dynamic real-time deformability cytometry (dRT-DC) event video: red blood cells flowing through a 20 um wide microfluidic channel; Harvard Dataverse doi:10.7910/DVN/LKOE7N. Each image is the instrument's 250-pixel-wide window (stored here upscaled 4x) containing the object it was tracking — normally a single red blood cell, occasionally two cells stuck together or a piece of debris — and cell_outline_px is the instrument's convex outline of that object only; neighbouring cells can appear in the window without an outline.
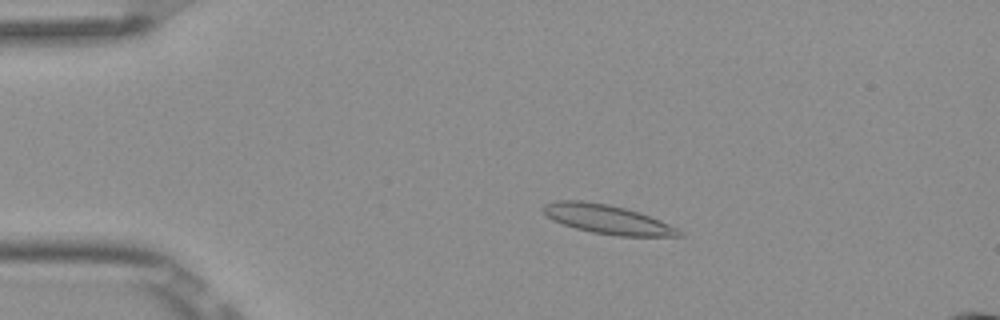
{"species": "Egyptian fruit bat (a non-hibernating species)", "species_latin": "Rousettus aegyptiacus", "temperature_condition": "room temperature", "stored_images_in_passage": 6, "camera_frame_rate_fps": 3000, "um_per_image_px": 0.085, "frame": {"image": 1, "passage_image": 4, "time_ms": 1.0, "image_size_px": [1000, 320], "cell_outline_px": [[684, 236], [620, 236], [592, 232], [576, 228], [552, 220], [540, 208], [544, 204], [556, 200], [584, 200], [608, 204], [640, 212], [660, 220], [676, 228]], "centroid_in_image_um": [51.58, 18.62], "position_along_channel_um": 33.4, "area_um2": 22.89}}